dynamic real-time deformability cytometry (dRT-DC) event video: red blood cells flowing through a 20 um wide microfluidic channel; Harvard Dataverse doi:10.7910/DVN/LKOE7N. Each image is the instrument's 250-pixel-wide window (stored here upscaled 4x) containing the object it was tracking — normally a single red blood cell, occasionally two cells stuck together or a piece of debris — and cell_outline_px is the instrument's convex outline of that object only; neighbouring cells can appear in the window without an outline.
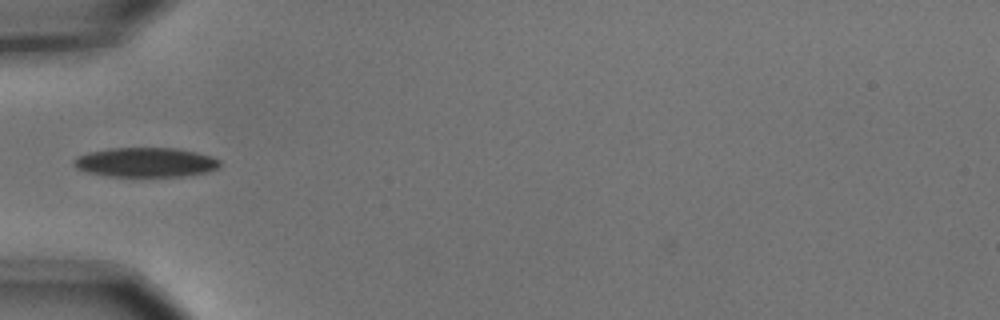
{"species": "common noctule bat (a hibernating species)", "species_latin": "Nyctalus noctula", "temperature_condition": "cold", "stored_images_in_passage": 2, "camera_frame_rate_fps": 3000, "um_per_image_px": 0.085, "animal": {"sex": "male", "body_mass_g": 15.6}, "frame": {"image": 1, "passage_image": 2, "time_ms": 0.333, "image_size_px": [1000, 320], "cell_outline_px": [[220, 164], [216, 168], [208, 172], [184, 176], [108, 176], [88, 172], [76, 168], [72, 164], [72, 160], [76, 156], [88, 152], [108, 148], [176, 148], [196, 152], [212, 156], [220, 160]], "centroid_in_image_um": [12.35, 13.79], "position_along_channel_um": 72.7, "area_um2": 25.2}}